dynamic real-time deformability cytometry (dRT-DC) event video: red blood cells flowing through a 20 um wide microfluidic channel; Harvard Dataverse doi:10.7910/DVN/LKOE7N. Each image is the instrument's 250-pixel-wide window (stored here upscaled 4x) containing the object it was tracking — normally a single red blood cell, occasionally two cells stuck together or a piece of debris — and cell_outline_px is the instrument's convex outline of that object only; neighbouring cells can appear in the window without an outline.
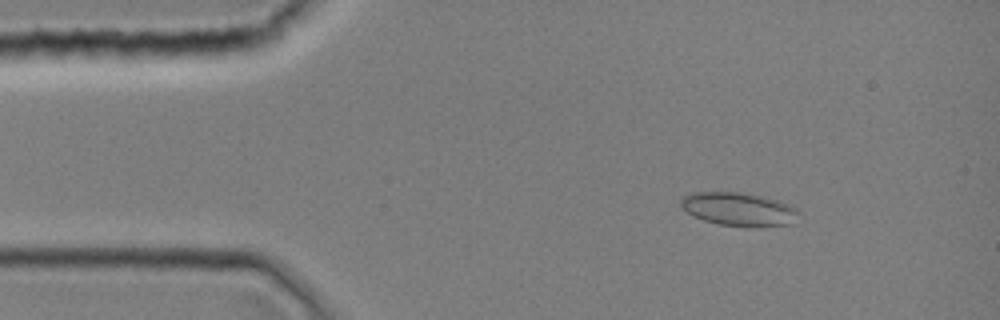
{"species": "common noctule bat (a hibernating species)", "species_latin": "Nyctalus noctula", "temperature_condition": "room temperature", "stored_images_in_passage": 10, "camera_frame_rate_fps": 3000, "um_per_image_px": 0.085, "animal": {"sex": "female", "body_mass_g": 19.0, "forearm_length_mm": 51.5}, "frame": {"image": 1, "passage_image": 5, "time_ms": 1.333, "image_size_px": [1000, 320], "cell_outline_px": [[800, 212], [792, 224], [748, 228], [720, 224], [704, 220], [692, 216], [680, 208], [680, 196], [692, 192], [736, 192], [760, 196], [776, 200], [788, 204], [796, 208]], "centroid_in_image_um": [62.74, 17.79], "position_along_channel_um": 22.3, "area_um2": 23.24}}